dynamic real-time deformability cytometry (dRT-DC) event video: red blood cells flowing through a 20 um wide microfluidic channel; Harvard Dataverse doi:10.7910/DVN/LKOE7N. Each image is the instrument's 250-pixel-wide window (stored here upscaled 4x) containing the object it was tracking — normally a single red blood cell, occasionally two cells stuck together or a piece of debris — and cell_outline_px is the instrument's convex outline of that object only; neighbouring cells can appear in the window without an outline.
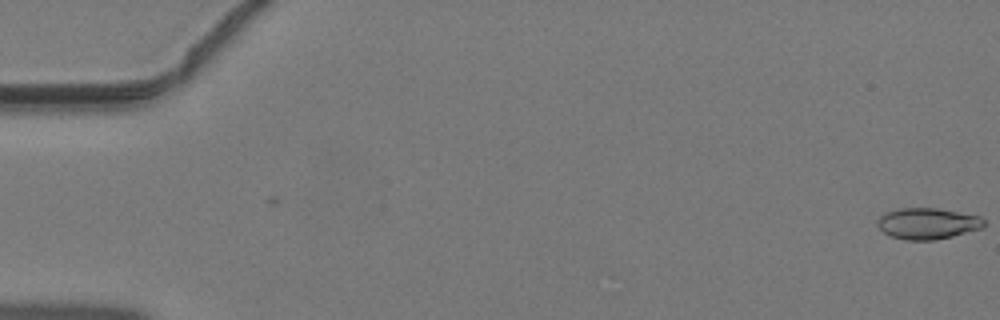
{"species": "common noctule bat (a hibernating species)", "species_latin": "Nyctalus noctula", "temperature_condition": "warm", "stored_images_in_passage": 46, "camera_frame_rate_fps": 3000, "um_per_image_px": 0.085, "animal": {"sex": "male", "body_mass_g": 19.2, "forearm_length_mm": 51.8}, "frame": {"image": 1, "passage_image": 1, "time_ms": 0.0, "image_size_px": [1000, 320], "cell_outline_px": [[984, 224], [980, 228], [952, 236], [936, 240], [908, 240], [892, 236], [884, 232], [876, 224], [876, 220], [884, 212], [900, 208], [936, 208], [980, 216], [984, 220]], "centroid_in_image_um": [78.8, 18.99], "position_along_channel_um": 6.2, "area_um2": 19.19}}
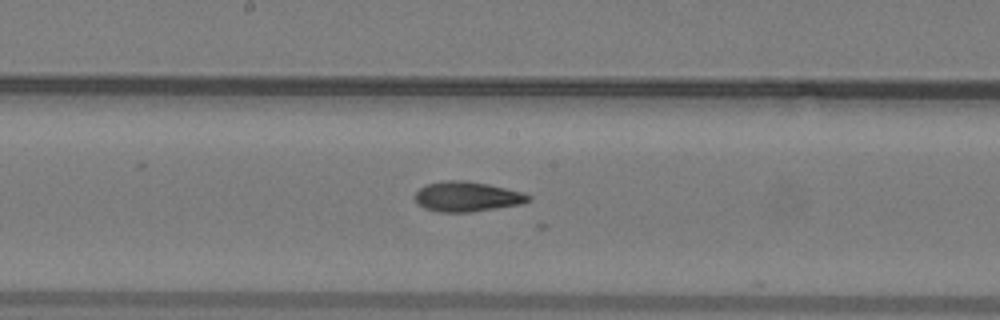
{"frame": {"image": 2, "passage_image": 25, "time_ms": 8.0, "image_size_px": [1000, 320], "cell_outline_px": [[532, 200], [524, 204], [468, 212], [436, 212], [424, 208], [416, 200], [416, 192], [420, 188], [428, 184], [444, 180], [464, 180], [488, 184], [524, 192], [532, 196]], "centroid_in_image_um": [39.76, 16.71], "position_along_channel_um": 208.4, "area_um2": 19.88}}
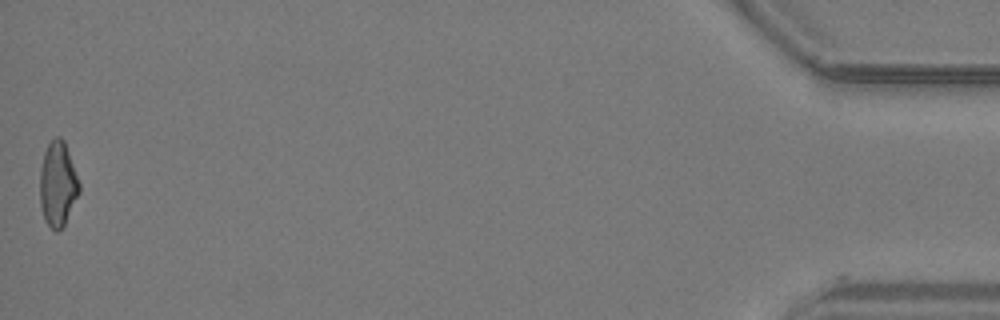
{"frame": {"image": 3, "passage_image": 46, "time_ms": 15.0, "image_size_px": [1000, 320], "cell_outline_px": [[80, 192], [64, 224], [56, 232], [44, 220], [40, 204], [40, 172], [44, 152], [48, 144], [56, 136], [60, 136], [64, 140], [80, 184]], "centroid_in_image_um": [4.91, 15.64], "position_along_channel_um": 430.3, "area_um2": 19.25}}